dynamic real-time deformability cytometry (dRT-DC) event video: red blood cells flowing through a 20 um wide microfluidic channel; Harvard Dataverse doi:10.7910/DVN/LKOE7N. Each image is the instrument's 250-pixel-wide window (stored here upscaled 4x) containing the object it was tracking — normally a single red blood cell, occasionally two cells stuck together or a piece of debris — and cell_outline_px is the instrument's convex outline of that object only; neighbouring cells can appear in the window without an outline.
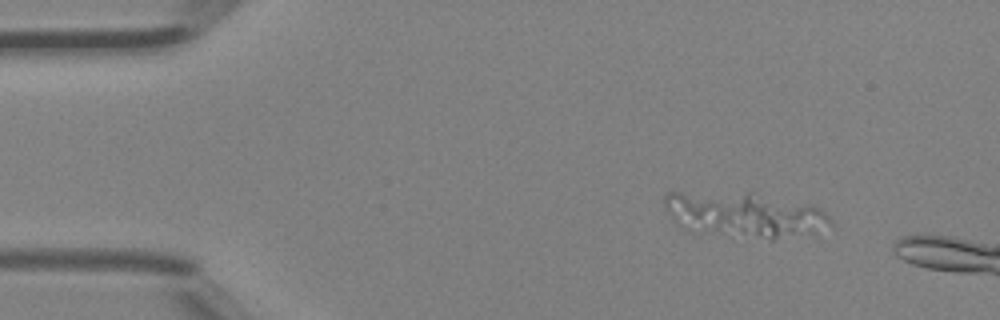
{"species": "Egyptian fruit bat (a non-hibernating species)", "species_latin": "Rousettus aegyptiacus", "temperature_condition": "room temperature", "stored_images_in_passage": 5, "segment_of_instrument_passage": [1, 2], "camera_frame_rate_fps": 3000, "um_per_image_px": 0.085, "animal": {"sex": "female"}, "frame": {"image": 1, "passage_image": 1, "time_ms": 0.0, "image_size_px": [1000, 320], "cell_outline_px": [[832, 224], [816, 236], [772, 240], [716, 228], [672, 212], [664, 204], [664, 196], [668, 192], [756, 192], [812, 204], [820, 208], [832, 220]], "centroid_in_image_um": [63.81, 18.16], "position_along_channel_um": 21.2, "area_um2": 40.63}}